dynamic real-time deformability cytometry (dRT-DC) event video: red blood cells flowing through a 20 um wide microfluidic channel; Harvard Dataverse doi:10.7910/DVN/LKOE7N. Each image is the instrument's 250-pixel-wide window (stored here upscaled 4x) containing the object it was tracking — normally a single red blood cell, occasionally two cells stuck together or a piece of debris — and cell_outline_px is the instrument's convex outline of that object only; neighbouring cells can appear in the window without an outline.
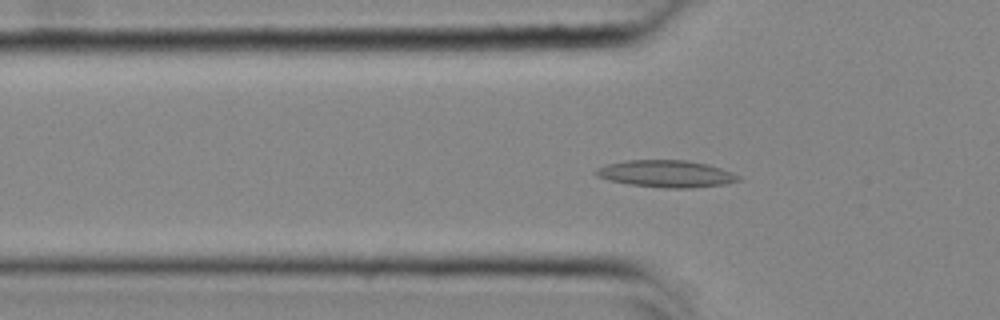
{"species": "common noctule bat (a hibernating species)", "species_latin": "Nyctalus noctula", "temperature_condition": "cold", "stored_images_in_passage": 56, "camera_frame_rate_fps": 3000, "um_per_image_px": 0.085, "animal": {"sex": "female", "body_mass_g": 25.1}, "frame": {"image": 1, "passage_image": 18, "time_ms": 5.667, "image_size_px": [1000, 320], "cell_outline_px": [[740, 180], [728, 184], [692, 188], [664, 188], [628, 184], [608, 180], [596, 176], [592, 172], [596, 168], [608, 164], [628, 160], [684, 160], [708, 164], [732, 172], [740, 176]], "centroid_in_image_um": [56.62, 14.78], "position_along_channel_um": 69.2, "area_um2": 22.6}}
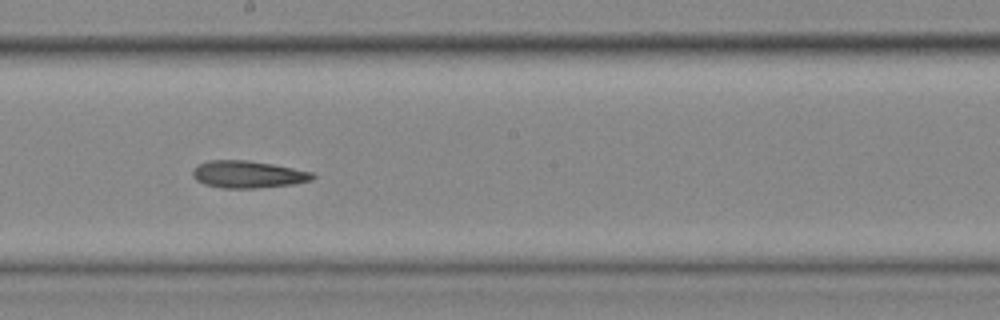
{"frame": {"image": 2, "passage_image": 31, "time_ms": 10.0, "image_size_px": [1000, 320], "cell_outline_px": [[316, 176], [312, 180], [292, 184], [256, 188], [224, 188], [204, 184], [196, 180], [192, 176], [192, 172], [200, 164], [208, 160], [248, 160], [272, 164], [312, 172]], "centroid_in_image_um": [21.07, 14.82], "position_along_channel_um": 227.1, "area_um2": 18.84}}
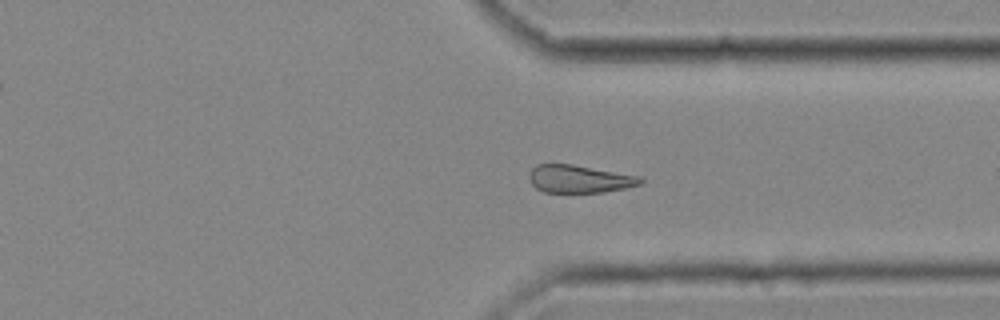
{"frame": {"image": 3, "passage_image": 42, "time_ms": 13.667, "image_size_px": [1000, 320], "cell_outline_px": [[644, 180], [640, 184], [624, 188], [604, 192], [544, 192], [536, 188], [528, 180], [528, 172], [536, 164], [572, 164], [640, 176]], "centroid_in_image_um": [49.2, 15.2], "position_along_channel_um": 362.2, "area_um2": 18.03}, "authors_computed_cell_mechanics": {"area_um2": 19.8254, "velocity_mm_per_s": 3.6617, "shape_relaxation_time_tau1_ms": null, "shape_relaxation_time_tau2_ms": 7.1425, "deformation_change_tau1": null, "deformation_change_tau2": 0.1775}}